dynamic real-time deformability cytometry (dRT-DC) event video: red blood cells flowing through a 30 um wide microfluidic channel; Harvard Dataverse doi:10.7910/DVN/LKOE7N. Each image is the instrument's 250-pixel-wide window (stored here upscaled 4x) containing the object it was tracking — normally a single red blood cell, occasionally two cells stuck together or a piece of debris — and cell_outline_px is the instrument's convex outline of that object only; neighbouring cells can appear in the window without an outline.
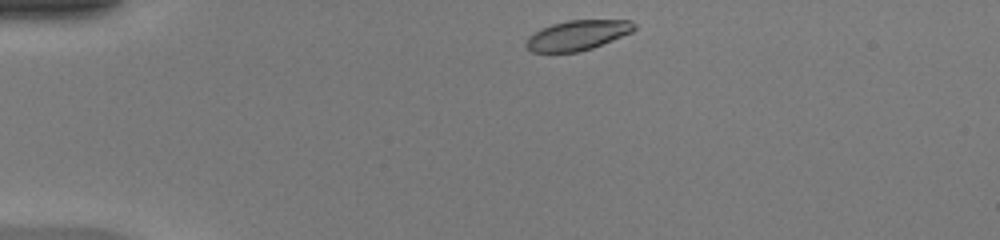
{"species": "common noctule bat (a hibernating species)", "species_latin": "Nyctalus noctula", "temperature_condition": "warm", "stored_images_in_passage": 27, "camera_frame_rate_fps": 3000, "um_per_image_px": 0.085, "animal": {"sex": "female", "body_mass_g": 20.0, "forearm_length_mm": 54.0}, "frame": {"image": 1, "passage_image": 1, "time_ms": 0.0, "image_size_px": [1000, 240], "cell_outline_px": [[636, 28], [632, 32], [592, 48], [580, 52], [532, 52], [524, 48], [524, 44], [528, 36], [552, 24], [568, 20], [632, 20], [636, 24]], "centroid_in_image_um": [49.08, 3.0], "position_along_channel_um": 35.9, "area_um2": 18.9}}
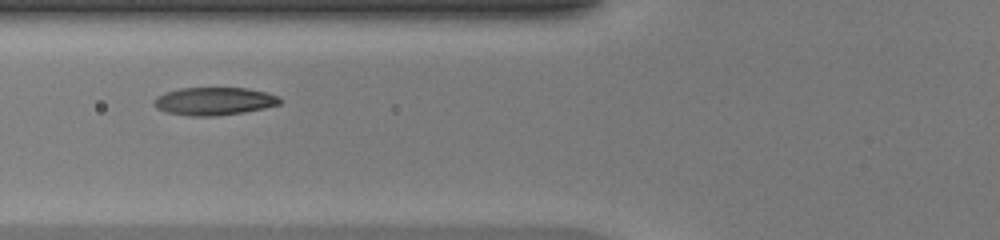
{"frame": {"image": 2, "passage_image": 10, "time_ms": 3.0, "image_size_px": [1000, 240], "cell_outline_px": [[280, 104], [264, 108], [244, 112], [216, 116], [188, 116], [164, 112], [156, 108], [152, 104], [152, 100], [156, 96], [164, 92], [180, 88], [248, 88], [280, 96]], "centroid_in_image_um": [18.13, 8.6], "position_along_channel_um": 107.7, "area_um2": 20.69}}
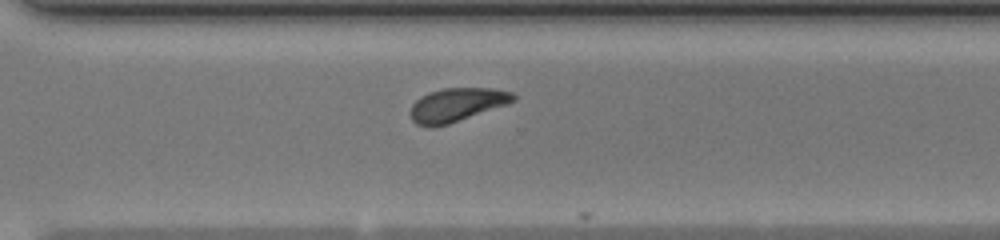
{"frame": {"image": 3, "passage_image": 26, "time_ms": 8.333, "image_size_px": [1000, 240], "cell_outline_px": [[516, 100], [508, 104], [448, 124], [432, 128], [428, 128], [416, 124], [412, 120], [408, 112], [412, 104], [420, 96], [428, 92], [444, 88], [492, 88], [512, 92], [516, 96]], "centroid_in_image_um": [38.78, 8.91], "position_along_channel_um": 331.8, "area_um2": 20.4}}